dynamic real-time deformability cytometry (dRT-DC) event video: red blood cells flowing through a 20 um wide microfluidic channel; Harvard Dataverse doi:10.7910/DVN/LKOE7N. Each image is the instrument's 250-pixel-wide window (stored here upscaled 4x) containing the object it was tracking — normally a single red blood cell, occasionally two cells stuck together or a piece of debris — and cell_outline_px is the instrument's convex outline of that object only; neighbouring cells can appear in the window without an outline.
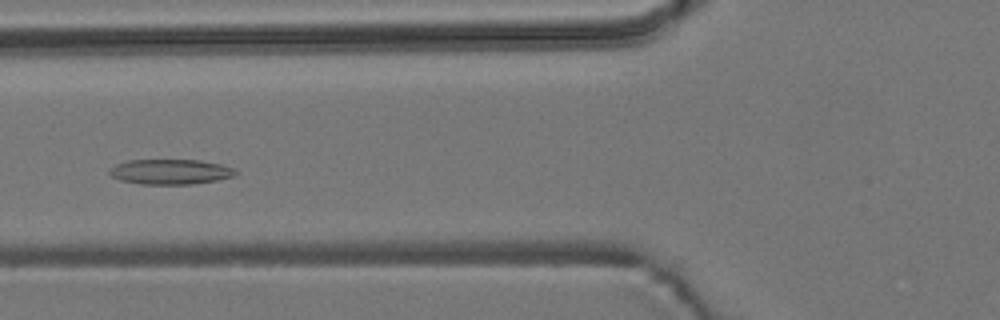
{"species": "common noctule bat (a hibernating species)", "species_latin": "Nyctalus noctula", "temperature_condition": "room temperature", "stored_images_in_passage": 53, "camera_frame_rate_fps": 3000, "um_per_image_px": 0.085, "animal": {"sex": "male", "body_mass_g": 19.2, "forearm_length_mm": 51.8}, "frame": {"image": 1, "passage_image": 19, "time_ms": 6.0, "image_size_px": [1000, 320], "cell_outline_px": [[236, 172], [232, 176], [216, 180], [192, 184], [140, 184], [120, 180], [112, 176], [108, 172], [116, 164], [128, 160], [200, 160], [220, 164], [232, 168]], "centroid_in_image_um": [14.44, 14.6], "position_along_channel_um": 111.4, "area_um2": 18.21}}
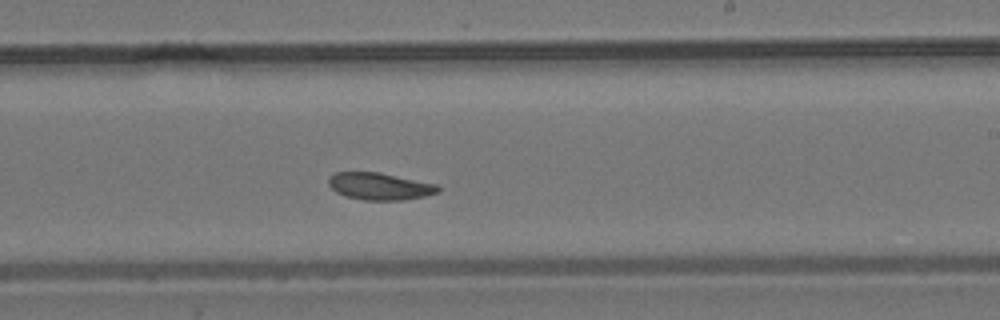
{"frame": {"image": 2, "passage_image": 31, "time_ms": 10.0, "image_size_px": [1000, 320], "cell_outline_px": [[440, 192], [424, 196], [404, 200], [364, 200], [344, 196], [336, 192], [328, 184], [328, 176], [336, 172], [380, 172], [436, 184], [440, 188]], "centroid_in_image_um": [32.26, 15.83], "position_along_channel_um": 256.7, "area_um2": 17.4}}
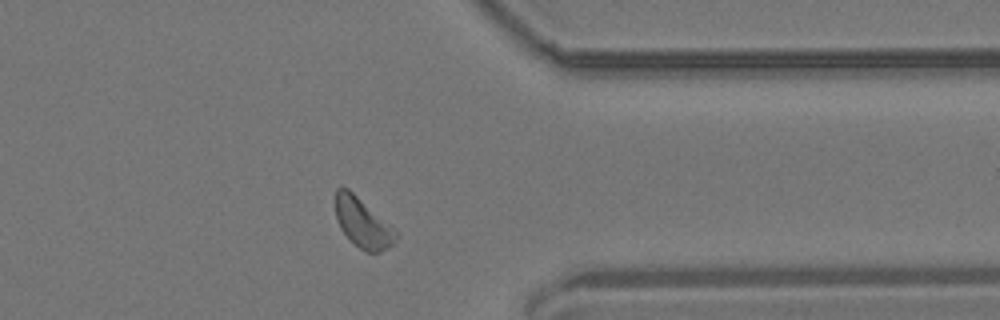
{"frame": {"image": 3, "passage_image": 42, "time_ms": 13.667, "image_size_px": [1000, 320], "cell_outline_px": [[400, 232], [396, 240], [388, 248], [380, 252], [364, 252], [340, 228], [336, 220], [336, 188], [348, 188], [396, 228]], "centroid_in_image_um": [30.89, 18.95], "position_along_channel_um": 380.5, "area_um2": 17.51}, "authors_computed_cell_mechanics": {"area_um2": 17.6868, "velocity_mm_per_s": 3.6371, "shape_relaxation_time_tau1_ms": null, "shape_relaxation_time_tau2_ms": 7.4103, "deformation_change_tau1": null, "deformation_change_tau2": 0.1442}}